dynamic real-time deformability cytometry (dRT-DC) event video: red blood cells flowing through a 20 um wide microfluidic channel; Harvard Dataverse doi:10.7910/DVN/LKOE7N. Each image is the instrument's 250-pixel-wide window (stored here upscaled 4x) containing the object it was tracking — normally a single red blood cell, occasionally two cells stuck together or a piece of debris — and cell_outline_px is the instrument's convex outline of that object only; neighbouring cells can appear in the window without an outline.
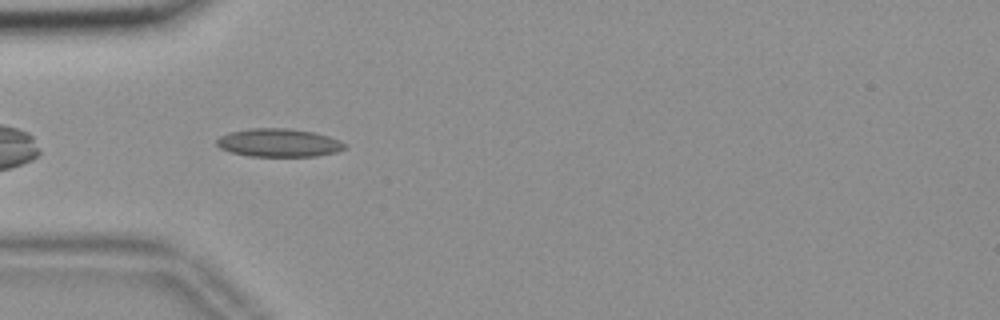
{"species": "common noctule bat (a hibernating species)", "species_latin": "Nyctalus noctula", "temperature_condition": "room temperature", "stored_images_in_passage": 41, "camera_frame_rate_fps": 3000, "um_per_image_px": 0.085, "animal": {"sex": "female", "body_mass_g": 18.4}, "frame": {"image": 1, "passage_image": 3, "time_ms": 0.667, "image_size_px": [1000, 320], "cell_outline_px": [[348, 148], [336, 152], [316, 156], [248, 156], [232, 152], [220, 148], [216, 144], [216, 140], [220, 136], [228, 132], [252, 128], [284, 128], [312, 132], [328, 136], [340, 140], [348, 144]], "centroid_in_image_um": [23.72, 12.14], "position_along_channel_um": 61.3, "area_um2": 21.1}}
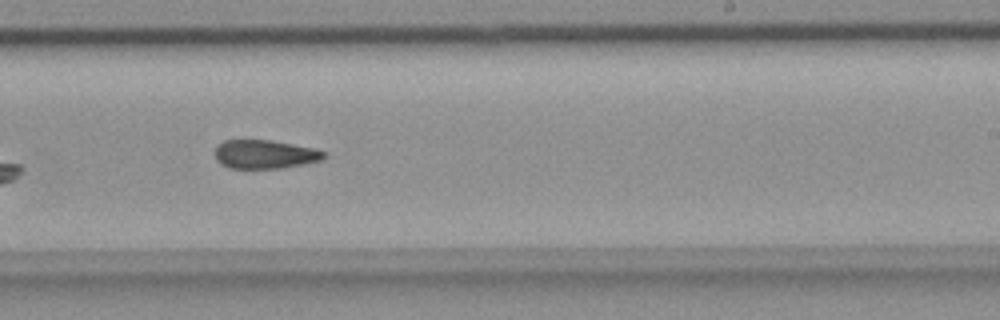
{"frame": {"image": 2, "passage_image": 20, "time_ms": 6.333, "image_size_px": [1000, 320], "cell_outline_px": [[328, 156], [320, 160], [304, 164], [284, 168], [228, 168], [220, 164], [216, 160], [216, 144], [224, 140], [272, 140], [312, 148], [324, 152]], "centroid_in_image_um": [22.48, 13.12], "position_along_channel_um": 266.5, "area_um2": 18.26}}
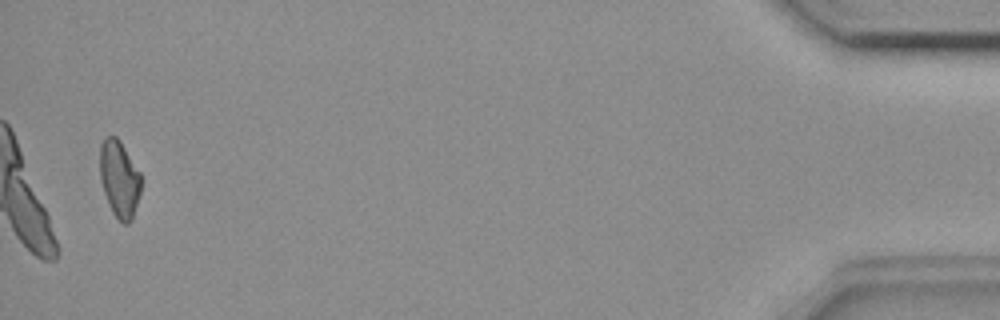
{"frame": {"image": 3, "passage_image": 40, "time_ms": 13.0, "image_size_px": [1000, 320], "cell_outline_px": [[140, 192], [132, 220], [128, 224], [124, 224], [112, 212], [104, 192], [100, 180], [100, 144], [104, 136], [116, 136], [120, 140], [140, 172]], "centroid_in_image_um": [10.13, 15.18], "position_along_channel_um": 425.1, "area_um2": 18.38}, "authors_computed_cell_mechanics": {"area_um2": 19.0162, "velocity_mm_per_s": 3.6703, "shape_relaxation_time_tau1_ms": null, "shape_relaxation_time_tau2_ms": 6.12, "deformation_change_tau1": null, "deformation_change_tau2": 0.1381}}